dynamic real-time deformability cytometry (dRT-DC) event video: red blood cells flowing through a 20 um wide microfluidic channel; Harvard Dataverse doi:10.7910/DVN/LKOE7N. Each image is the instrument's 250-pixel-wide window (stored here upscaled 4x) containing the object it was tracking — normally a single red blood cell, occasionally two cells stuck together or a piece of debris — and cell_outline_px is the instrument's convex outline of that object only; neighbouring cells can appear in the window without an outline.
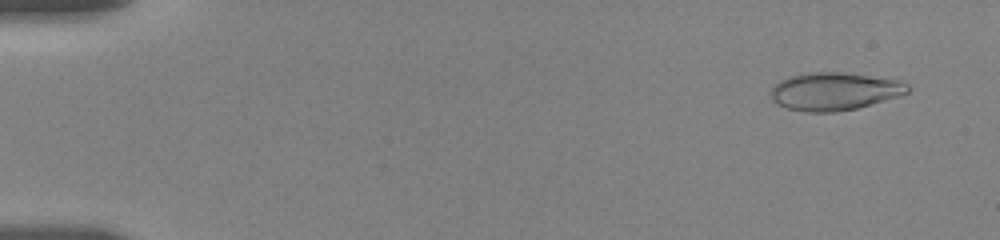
{"species": "human", "species_latin": "Homo sapiens", "temperature_condition": "room temperature", "stored_images_in_passage": 11, "camera_frame_rate_fps": 3000, "um_per_image_px": 0.085, "donor": {"sex": "female"}, "frame": {"image": 1, "passage_image": 2, "time_ms": 1.0, "image_size_px": [1000, 240], "cell_outline_px": [[908, 92], [900, 96], [856, 108], [836, 112], [804, 112], [788, 108], [772, 100], [768, 92], [780, 80], [788, 76], [800, 72], [844, 72], [900, 80], [908, 84]], "centroid_in_image_um": [70.9, 7.75], "position_along_channel_um": 14.1, "area_um2": 30.4}}
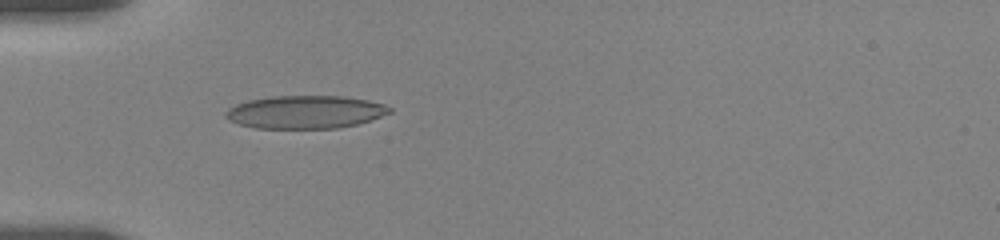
{"frame": {"image": 2, "passage_image": 7, "time_ms": 5.667, "image_size_px": [1000, 240], "cell_outline_px": [[392, 112], [372, 120], [356, 124], [336, 128], [256, 128], [240, 124], [228, 120], [224, 116], [224, 112], [228, 108], [236, 104], [248, 100], [272, 96], [344, 96], [368, 100], [384, 104], [392, 108]], "centroid_in_image_um": [25.95, 9.52], "position_along_channel_um": 59.1, "area_um2": 31.62}}
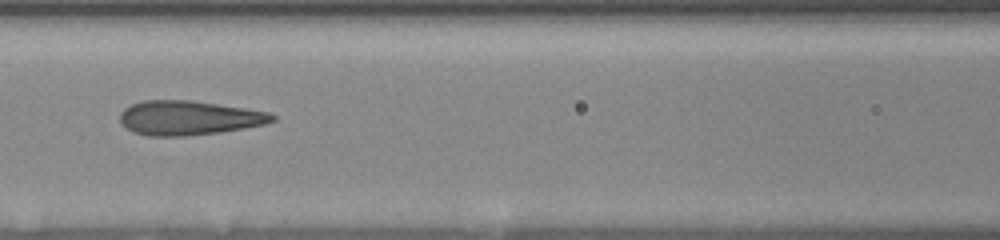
{"frame": {"image": 3, "passage_image": 10, "time_ms": 8.333, "image_size_px": [1000, 240], "cell_outline_px": [[276, 120], [264, 124], [244, 128], [220, 132], [184, 136], [148, 136], [132, 132], [120, 124], [120, 112], [124, 108], [132, 104], [144, 100], [192, 100], [244, 108], [268, 112], [276, 116]], "centroid_in_image_um": [16.01, 10.02], "position_along_channel_um": 150.6, "area_um2": 30.58}}